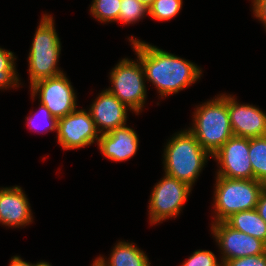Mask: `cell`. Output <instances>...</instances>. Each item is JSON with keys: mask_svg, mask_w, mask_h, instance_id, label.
Returning <instances> with one entry per match:
<instances>
[{"mask_svg": "<svg viewBox=\"0 0 266 266\" xmlns=\"http://www.w3.org/2000/svg\"><path fill=\"white\" fill-rule=\"evenodd\" d=\"M129 41L141 62L146 80L154 84L161 97L178 93L201 77L202 70L193 62L133 36Z\"/></svg>", "mask_w": 266, "mask_h": 266, "instance_id": "cell-1", "label": "cell"}, {"mask_svg": "<svg viewBox=\"0 0 266 266\" xmlns=\"http://www.w3.org/2000/svg\"><path fill=\"white\" fill-rule=\"evenodd\" d=\"M165 147V174L192 187L211 155L188 129L175 133Z\"/></svg>", "mask_w": 266, "mask_h": 266, "instance_id": "cell-2", "label": "cell"}, {"mask_svg": "<svg viewBox=\"0 0 266 266\" xmlns=\"http://www.w3.org/2000/svg\"><path fill=\"white\" fill-rule=\"evenodd\" d=\"M188 130L211 156L234 136L228 114V95L220 94L199 105Z\"/></svg>", "mask_w": 266, "mask_h": 266, "instance_id": "cell-3", "label": "cell"}, {"mask_svg": "<svg viewBox=\"0 0 266 266\" xmlns=\"http://www.w3.org/2000/svg\"><path fill=\"white\" fill-rule=\"evenodd\" d=\"M51 15L43 14L31 44L28 62L30 86L36 81L63 73L57 65L61 42Z\"/></svg>", "mask_w": 266, "mask_h": 266, "instance_id": "cell-4", "label": "cell"}, {"mask_svg": "<svg viewBox=\"0 0 266 266\" xmlns=\"http://www.w3.org/2000/svg\"><path fill=\"white\" fill-rule=\"evenodd\" d=\"M266 185L255 179H232L216 176L214 191V222L225 221L233 213L256 209Z\"/></svg>", "mask_w": 266, "mask_h": 266, "instance_id": "cell-5", "label": "cell"}, {"mask_svg": "<svg viewBox=\"0 0 266 266\" xmlns=\"http://www.w3.org/2000/svg\"><path fill=\"white\" fill-rule=\"evenodd\" d=\"M112 84L108 90L115 95L129 110L139 114L146 99L144 70L140 60L124 58L110 72Z\"/></svg>", "mask_w": 266, "mask_h": 266, "instance_id": "cell-6", "label": "cell"}, {"mask_svg": "<svg viewBox=\"0 0 266 266\" xmlns=\"http://www.w3.org/2000/svg\"><path fill=\"white\" fill-rule=\"evenodd\" d=\"M191 190L188 184L165 174L151 192L148 206L150 223L157 224L178 216Z\"/></svg>", "mask_w": 266, "mask_h": 266, "instance_id": "cell-7", "label": "cell"}, {"mask_svg": "<svg viewBox=\"0 0 266 266\" xmlns=\"http://www.w3.org/2000/svg\"><path fill=\"white\" fill-rule=\"evenodd\" d=\"M30 87L32 98L39 95L40 104L46 106L57 119L77 109L76 93L64 73L36 81Z\"/></svg>", "mask_w": 266, "mask_h": 266, "instance_id": "cell-8", "label": "cell"}, {"mask_svg": "<svg viewBox=\"0 0 266 266\" xmlns=\"http://www.w3.org/2000/svg\"><path fill=\"white\" fill-rule=\"evenodd\" d=\"M57 138L64 150L80 149L99 141L94 120L85 109L74 110L57 122ZM96 140V141H95Z\"/></svg>", "mask_w": 266, "mask_h": 266, "instance_id": "cell-9", "label": "cell"}, {"mask_svg": "<svg viewBox=\"0 0 266 266\" xmlns=\"http://www.w3.org/2000/svg\"><path fill=\"white\" fill-rule=\"evenodd\" d=\"M211 225L213 237L221 250L223 264L230 259L266 252V244L263 241L233 229L225 221L212 222Z\"/></svg>", "mask_w": 266, "mask_h": 266, "instance_id": "cell-10", "label": "cell"}, {"mask_svg": "<svg viewBox=\"0 0 266 266\" xmlns=\"http://www.w3.org/2000/svg\"><path fill=\"white\" fill-rule=\"evenodd\" d=\"M212 157L220 165L216 176L253 179V169L249 159V138L232 136Z\"/></svg>", "mask_w": 266, "mask_h": 266, "instance_id": "cell-11", "label": "cell"}, {"mask_svg": "<svg viewBox=\"0 0 266 266\" xmlns=\"http://www.w3.org/2000/svg\"><path fill=\"white\" fill-rule=\"evenodd\" d=\"M228 114L234 136L256 138L266 136V113L250 104H239L228 95Z\"/></svg>", "mask_w": 266, "mask_h": 266, "instance_id": "cell-12", "label": "cell"}, {"mask_svg": "<svg viewBox=\"0 0 266 266\" xmlns=\"http://www.w3.org/2000/svg\"><path fill=\"white\" fill-rule=\"evenodd\" d=\"M128 109L125 104L106 89L98 95L88 111L94 120L98 133L101 135L126 125Z\"/></svg>", "mask_w": 266, "mask_h": 266, "instance_id": "cell-13", "label": "cell"}, {"mask_svg": "<svg viewBox=\"0 0 266 266\" xmlns=\"http://www.w3.org/2000/svg\"><path fill=\"white\" fill-rule=\"evenodd\" d=\"M26 194L20 186L0 189V223L9 227H23L32 222V212Z\"/></svg>", "mask_w": 266, "mask_h": 266, "instance_id": "cell-14", "label": "cell"}, {"mask_svg": "<svg viewBox=\"0 0 266 266\" xmlns=\"http://www.w3.org/2000/svg\"><path fill=\"white\" fill-rule=\"evenodd\" d=\"M138 136L134 129L127 127L115 128L111 132L99 136V149L108 159L122 162L133 157L138 150Z\"/></svg>", "mask_w": 266, "mask_h": 266, "instance_id": "cell-15", "label": "cell"}, {"mask_svg": "<svg viewBox=\"0 0 266 266\" xmlns=\"http://www.w3.org/2000/svg\"><path fill=\"white\" fill-rule=\"evenodd\" d=\"M109 260L99 256L94 266H150L149 258L133 242L119 241L113 247Z\"/></svg>", "mask_w": 266, "mask_h": 266, "instance_id": "cell-16", "label": "cell"}, {"mask_svg": "<svg viewBox=\"0 0 266 266\" xmlns=\"http://www.w3.org/2000/svg\"><path fill=\"white\" fill-rule=\"evenodd\" d=\"M225 222L233 229L253 236L266 244V222L256 209L233 213Z\"/></svg>", "mask_w": 266, "mask_h": 266, "instance_id": "cell-17", "label": "cell"}, {"mask_svg": "<svg viewBox=\"0 0 266 266\" xmlns=\"http://www.w3.org/2000/svg\"><path fill=\"white\" fill-rule=\"evenodd\" d=\"M249 159L253 179L266 185V136L249 138Z\"/></svg>", "mask_w": 266, "mask_h": 266, "instance_id": "cell-18", "label": "cell"}, {"mask_svg": "<svg viewBox=\"0 0 266 266\" xmlns=\"http://www.w3.org/2000/svg\"><path fill=\"white\" fill-rule=\"evenodd\" d=\"M14 53L0 47V89L19 87V76L16 72Z\"/></svg>", "mask_w": 266, "mask_h": 266, "instance_id": "cell-19", "label": "cell"}, {"mask_svg": "<svg viewBox=\"0 0 266 266\" xmlns=\"http://www.w3.org/2000/svg\"><path fill=\"white\" fill-rule=\"evenodd\" d=\"M121 0H93L90 13L99 22H118Z\"/></svg>", "mask_w": 266, "mask_h": 266, "instance_id": "cell-20", "label": "cell"}, {"mask_svg": "<svg viewBox=\"0 0 266 266\" xmlns=\"http://www.w3.org/2000/svg\"><path fill=\"white\" fill-rule=\"evenodd\" d=\"M183 0H155L148 8L149 16L158 21L174 18L182 9Z\"/></svg>", "mask_w": 266, "mask_h": 266, "instance_id": "cell-21", "label": "cell"}, {"mask_svg": "<svg viewBox=\"0 0 266 266\" xmlns=\"http://www.w3.org/2000/svg\"><path fill=\"white\" fill-rule=\"evenodd\" d=\"M149 14L148 7L138 0H121L118 22L132 24Z\"/></svg>", "mask_w": 266, "mask_h": 266, "instance_id": "cell-22", "label": "cell"}, {"mask_svg": "<svg viewBox=\"0 0 266 266\" xmlns=\"http://www.w3.org/2000/svg\"><path fill=\"white\" fill-rule=\"evenodd\" d=\"M39 105V110L35 112L33 116L26 117L27 126L32 130H36L37 132L57 130L58 119L51 114L46 106L42 104Z\"/></svg>", "mask_w": 266, "mask_h": 266, "instance_id": "cell-23", "label": "cell"}, {"mask_svg": "<svg viewBox=\"0 0 266 266\" xmlns=\"http://www.w3.org/2000/svg\"><path fill=\"white\" fill-rule=\"evenodd\" d=\"M182 266H223L210 250H196L182 263Z\"/></svg>", "mask_w": 266, "mask_h": 266, "instance_id": "cell-24", "label": "cell"}, {"mask_svg": "<svg viewBox=\"0 0 266 266\" xmlns=\"http://www.w3.org/2000/svg\"><path fill=\"white\" fill-rule=\"evenodd\" d=\"M223 266H266V252L255 256L230 259Z\"/></svg>", "mask_w": 266, "mask_h": 266, "instance_id": "cell-25", "label": "cell"}, {"mask_svg": "<svg viewBox=\"0 0 266 266\" xmlns=\"http://www.w3.org/2000/svg\"><path fill=\"white\" fill-rule=\"evenodd\" d=\"M253 13L266 28V0H252Z\"/></svg>", "mask_w": 266, "mask_h": 266, "instance_id": "cell-26", "label": "cell"}, {"mask_svg": "<svg viewBox=\"0 0 266 266\" xmlns=\"http://www.w3.org/2000/svg\"><path fill=\"white\" fill-rule=\"evenodd\" d=\"M256 210L260 217L266 222V187L263 189L259 196Z\"/></svg>", "mask_w": 266, "mask_h": 266, "instance_id": "cell-27", "label": "cell"}, {"mask_svg": "<svg viewBox=\"0 0 266 266\" xmlns=\"http://www.w3.org/2000/svg\"><path fill=\"white\" fill-rule=\"evenodd\" d=\"M9 266H36V264L26 262L19 256H14L11 258Z\"/></svg>", "mask_w": 266, "mask_h": 266, "instance_id": "cell-28", "label": "cell"}, {"mask_svg": "<svg viewBox=\"0 0 266 266\" xmlns=\"http://www.w3.org/2000/svg\"><path fill=\"white\" fill-rule=\"evenodd\" d=\"M138 1L141 2L142 4H144L146 7L149 8L153 4V2L155 0H138Z\"/></svg>", "mask_w": 266, "mask_h": 266, "instance_id": "cell-29", "label": "cell"}, {"mask_svg": "<svg viewBox=\"0 0 266 266\" xmlns=\"http://www.w3.org/2000/svg\"><path fill=\"white\" fill-rule=\"evenodd\" d=\"M36 266H51V264H49L48 262L42 261V262L36 263Z\"/></svg>", "mask_w": 266, "mask_h": 266, "instance_id": "cell-30", "label": "cell"}]
</instances>
